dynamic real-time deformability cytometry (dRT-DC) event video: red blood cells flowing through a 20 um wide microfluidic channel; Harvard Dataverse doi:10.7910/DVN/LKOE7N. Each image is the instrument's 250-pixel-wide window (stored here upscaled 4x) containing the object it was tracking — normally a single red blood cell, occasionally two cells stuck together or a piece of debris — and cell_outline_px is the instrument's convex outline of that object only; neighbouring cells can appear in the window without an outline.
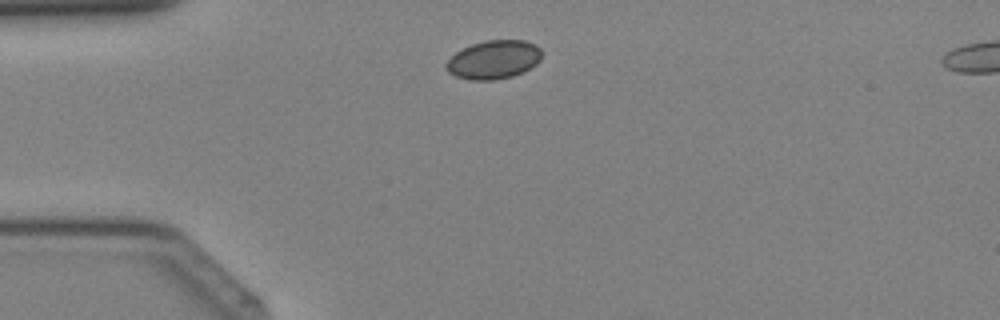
{"species": "Egyptian fruit bat (a non-hibernating species)", "species_latin": "Rousettus aegyptiacus", "temperature_condition": "cold", "stored_images_in_passage": 34, "camera_frame_rate_fps": 3000, "um_per_image_px": 0.085, "animal": {"sex": "female"}, "frame": {"image": 1, "passage_image": 4, "time_ms": 1.0, "image_size_px": [1000, 320], "cell_outline_px": [[540, 60], [536, 64], [524, 72], [512, 76], [492, 80], [468, 80], [456, 76], [448, 72], [444, 68], [444, 64], [456, 52], [472, 44], [484, 40], [524, 40], [536, 44], [540, 48]], "centroid_in_image_um": [41.95, 5.07], "position_along_channel_um": 43.1, "area_um2": 21.56}}
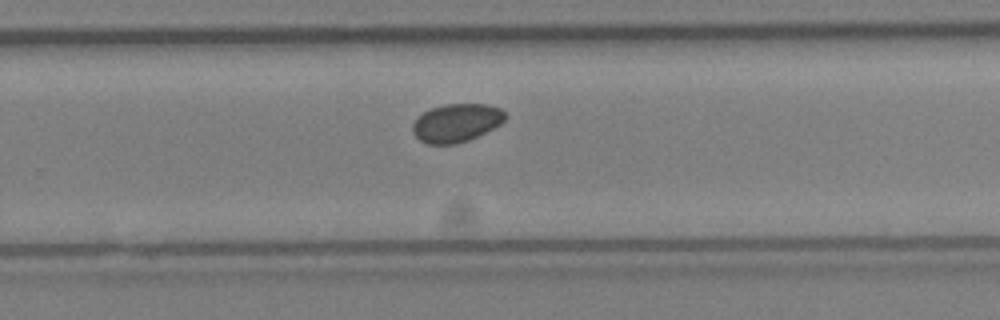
{"frame": {"image": 2, "passage_image": 20, "time_ms": 6.333, "image_size_px": [1000, 320], "cell_outline_px": [[508, 116], [500, 124], [468, 140], [456, 144], [428, 144], [420, 140], [412, 132], [412, 124], [424, 112], [432, 108], [444, 104], [484, 104], [500, 108]], "centroid_in_image_um": [38.79, 10.44], "position_along_channel_um": 291.0, "area_um2": 20.4}}
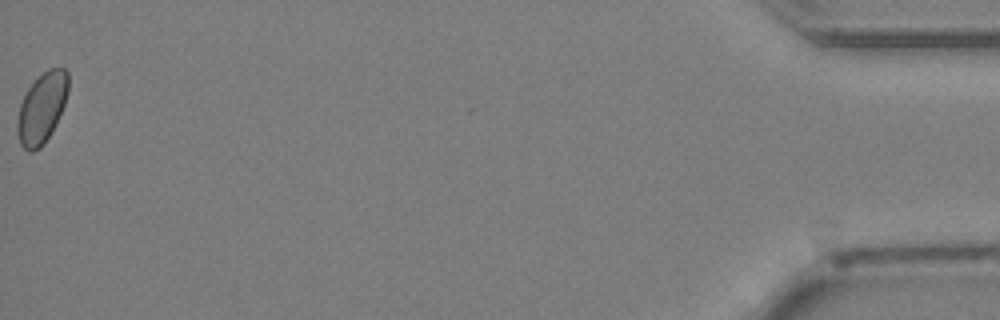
{"frame": {"image": 3, "passage_image": 34, "time_ms": 11.0, "image_size_px": [1000, 320], "cell_outline_px": [[68, 92], [64, 104], [56, 124], [44, 144], [40, 148], [32, 152], [24, 148], [20, 144], [16, 128], [16, 124], [20, 104], [28, 88], [48, 68], [64, 68], [68, 72]], "centroid_in_image_um": [3.55, 9.19], "position_along_channel_um": 431.6, "area_um2": 20.75}}